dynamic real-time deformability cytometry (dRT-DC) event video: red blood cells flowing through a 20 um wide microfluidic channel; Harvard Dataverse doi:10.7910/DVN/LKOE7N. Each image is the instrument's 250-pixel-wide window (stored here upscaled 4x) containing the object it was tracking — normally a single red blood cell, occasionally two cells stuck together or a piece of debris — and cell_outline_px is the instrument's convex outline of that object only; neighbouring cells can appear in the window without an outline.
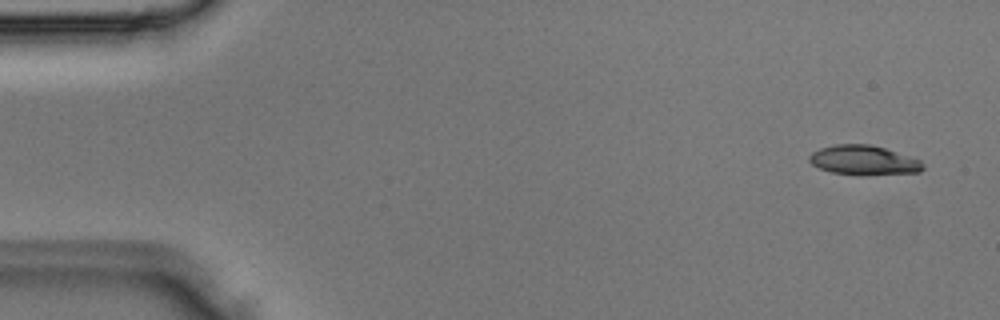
{"species": "Egyptian fruit bat (a non-hibernating species)", "species_latin": "Rousettus aegyptiacus", "temperature_condition": "room temperature", "stored_images_in_passage": 4, "camera_frame_rate_fps": 3000, "um_per_image_px": 0.085, "animal": {"sex": "male"}, "frame": {"image": 1, "passage_image": 1, "time_ms": 0.0, "image_size_px": [1000, 320], "cell_outline_px": [[924, 168], [920, 172], [860, 176], [832, 172], [820, 168], [812, 164], [808, 160], [808, 156], [812, 152], [820, 148], [832, 144], [868, 144], [884, 148], [920, 160], [924, 164]], "centroid_in_image_um": [73.39, 13.63], "position_along_channel_um": 11.6, "area_um2": 19.71}}
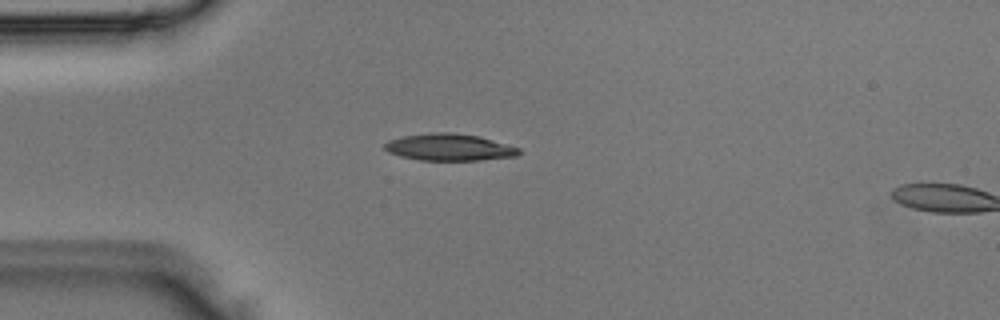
{"frame": {"image": 2, "passage_image": 3, "time_ms": 0.667, "image_size_px": [1000, 320], "cell_outline_px": [[520, 152], [516, 156], [480, 160], [420, 160], [400, 156], [388, 152], [384, 148], [384, 144], [388, 140], [400, 136], [432, 132], [452, 132], [480, 136], [520, 148]], "centroid_in_image_um": [38.16, 12.5], "position_along_channel_um": 46.8, "area_um2": 21.15}}